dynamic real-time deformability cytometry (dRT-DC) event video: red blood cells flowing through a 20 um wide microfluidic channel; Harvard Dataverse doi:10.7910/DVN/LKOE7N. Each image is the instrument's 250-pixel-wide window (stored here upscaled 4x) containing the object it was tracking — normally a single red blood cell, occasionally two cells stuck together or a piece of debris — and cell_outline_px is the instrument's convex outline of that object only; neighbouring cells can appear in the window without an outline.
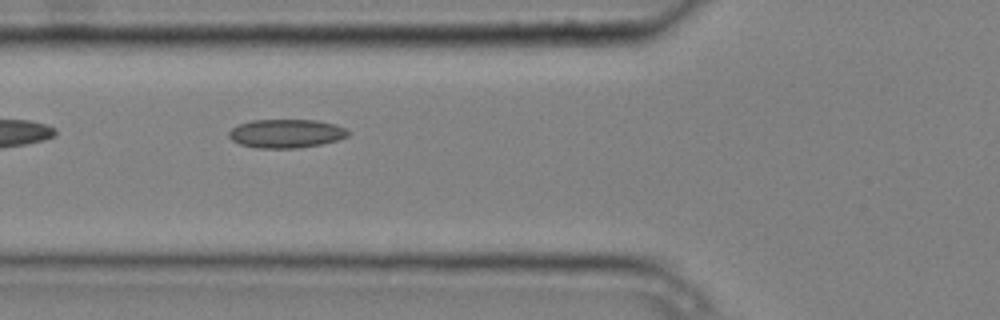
{"species": "common noctule bat (a hibernating species)", "species_latin": "Nyctalus noctula", "temperature_condition": "cold", "stored_images_in_passage": 6, "camera_frame_rate_fps": 3000, "um_per_image_px": 0.085, "animal": {"sex": "male", "body_mass_g": 20.4}, "frame": {"image": 1, "passage_image": 5, "time_ms": 1.333, "image_size_px": [1000, 320], "cell_outline_px": [[352, 132], [348, 136], [336, 140], [320, 144], [296, 148], [256, 148], [240, 144], [232, 140], [228, 136], [228, 132], [232, 128], [240, 124], [252, 120], [316, 120], [336, 124]], "centroid_in_image_um": [24.32, 11.34], "position_along_channel_um": 101.5, "area_um2": 19.88}}
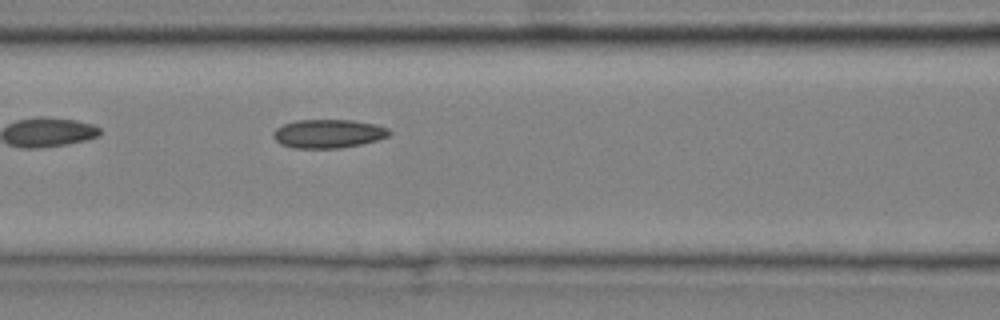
{"frame": {"image": 2, "passage_image": 6, "time_ms": 1.667, "image_size_px": [1000, 320], "cell_outline_px": [[392, 132], [388, 136], [376, 140], [360, 144], [340, 148], [292, 148], [280, 144], [272, 136], [272, 132], [276, 128], [284, 124], [296, 120], [352, 120], [376, 124], [388, 128]], "centroid_in_image_um": [27.88, 11.36], "position_along_channel_um": 138.7, "area_um2": 19.42}}